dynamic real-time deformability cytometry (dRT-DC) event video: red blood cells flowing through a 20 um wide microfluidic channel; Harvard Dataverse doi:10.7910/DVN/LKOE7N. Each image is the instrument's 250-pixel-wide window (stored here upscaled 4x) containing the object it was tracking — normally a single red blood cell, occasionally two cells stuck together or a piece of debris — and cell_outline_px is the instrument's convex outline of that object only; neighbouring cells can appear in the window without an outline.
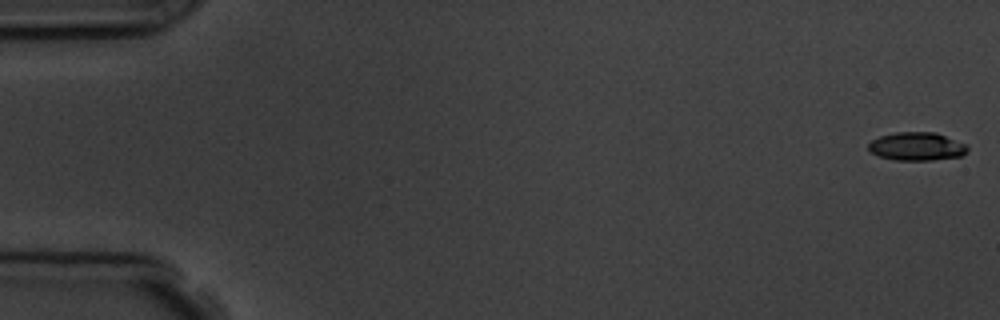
{"species": "common noctule bat (a hibernating species)", "species_latin": "Nyctalus noctula", "temperature_condition": "room temperature", "stored_images_in_passage": 4, "camera_frame_rate_fps": 3000, "um_per_image_px": 0.085, "animal": {"sex": "male", "body_mass_g": 19.5, "forearm_length_mm": 54.6}, "frame": {"image": 1, "passage_image": 1, "time_ms": 0.0, "image_size_px": [1000, 320], "cell_outline_px": [[968, 152], [964, 156], [932, 160], [896, 160], [880, 156], [872, 152], [868, 148], [868, 144], [872, 140], [880, 136], [896, 132], [936, 132], [968, 144]], "centroid_in_image_um": [77.99, 12.44], "position_along_channel_um": 7.0, "area_um2": 16.47}}